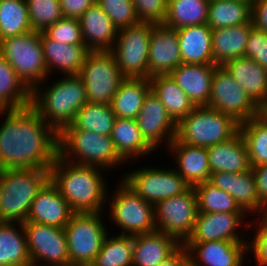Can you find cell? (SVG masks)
Masks as SVG:
<instances>
[{
    "label": "cell",
    "mask_w": 267,
    "mask_h": 266,
    "mask_svg": "<svg viewBox=\"0 0 267 266\" xmlns=\"http://www.w3.org/2000/svg\"><path fill=\"white\" fill-rule=\"evenodd\" d=\"M0 114L7 115L0 126V170L51 168L59 155V135L38 112L30 105Z\"/></svg>",
    "instance_id": "1"
},
{
    "label": "cell",
    "mask_w": 267,
    "mask_h": 266,
    "mask_svg": "<svg viewBox=\"0 0 267 266\" xmlns=\"http://www.w3.org/2000/svg\"><path fill=\"white\" fill-rule=\"evenodd\" d=\"M101 169L75 164L58 155L50 168V181L74 213L102 212L109 191Z\"/></svg>",
    "instance_id": "2"
},
{
    "label": "cell",
    "mask_w": 267,
    "mask_h": 266,
    "mask_svg": "<svg viewBox=\"0 0 267 266\" xmlns=\"http://www.w3.org/2000/svg\"><path fill=\"white\" fill-rule=\"evenodd\" d=\"M53 83L44 89L35 87L32 90L31 106L59 135L71 125L76 113L88 101L85 86L78 75L65 76Z\"/></svg>",
    "instance_id": "3"
},
{
    "label": "cell",
    "mask_w": 267,
    "mask_h": 266,
    "mask_svg": "<svg viewBox=\"0 0 267 266\" xmlns=\"http://www.w3.org/2000/svg\"><path fill=\"white\" fill-rule=\"evenodd\" d=\"M0 178V220L26 222L34 198L50 180V168L2 169Z\"/></svg>",
    "instance_id": "4"
},
{
    "label": "cell",
    "mask_w": 267,
    "mask_h": 266,
    "mask_svg": "<svg viewBox=\"0 0 267 266\" xmlns=\"http://www.w3.org/2000/svg\"><path fill=\"white\" fill-rule=\"evenodd\" d=\"M59 156L69 162L103 170L126 163L116 152L111 136L67 126L58 139Z\"/></svg>",
    "instance_id": "5"
},
{
    "label": "cell",
    "mask_w": 267,
    "mask_h": 266,
    "mask_svg": "<svg viewBox=\"0 0 267 266\" xmlns=\"http://www.w3.org/2000/svg\"><path fill=\"white\" fill-rule=\"evenodd\" d=\"M239 129L240 123L229 114L200 106L177 124L176 138L188 145L207 148L232 139Z\"/></svg>",
    "instance_id": "6"
},
{
    "label": "cell",
    "mask_w": 267,
    "mask_h": 266,
    "mask_svg": "<svg viewBox=\"0 0 267 266\" xmlns=\"http://www.w3.org/2000/svg\"><path fill=\"white\" fill-rule=\"evenodd\" d=\"M0 54L32 91L48 78L40 32L30 31L0 40Z\"/></svg>",
    "instance_id": "7"
},
{
    "label": "cell",
    "mask_w": 267,
    "mask_h": 266,
    "mask_svg": "<svg viewBox=\"0 0 267 266\" xmlns=\"http://www.w3.org/2000/svg\"><path fill=\"white\" fill-rule=\"evenodd\" d=\"M101 217L102 212L71 215L64 228L70 264L91 265L96 258L108 234Z\"/></svg>",
    "instance_id": "8"
},
{
    "label": "cell",
    "mask_w": 267,
    "mask_h": 266,
    "mask_svg": "<svg viewBox=\"0 0 267 266\" xmlns=\"http://www.w3.org/2000/svg\"><path fill=\"white\" fill-rule=\"evenodd\" d=\"M78 76L83 81L89 103L108 105L125 79L110 51H90Z\"/></svg>",
    "instance_id": "9"
},
{
    "label": "cell",
    "mask_w": 267,
    "mask_h": 266,
    "mask_svg": "<svg viewBox=\"0 0 267 266\" xmlns=\"http://www.w3.org/2000/svg\"><path fill=\"white\" fill-rule=\"evenodd\" d=\"M109 200L110 219L122 229V235H138L157 231L154 206L144 201L123 180Z\"/></svg>",
    "instance_id": "10"
},
{
    "label": "cell",
    "mask_w": 267,
    "mask_h": 266,
    "mask_svg": "<svg viewBox=\"0 0 267 266\" xmlns=\"http://www.w3.org/2000/svg\"><path fill=\"white\" fill-rule=\"evenodd\" d=\"M155 24L140 22L118 30L110 51L125 78H148V53Z\"/></svg>",
    "instance_id": "11"
},
{
    "label": "cell",
    "mask_w": 267,
    "mask_h": 266,
    "mask_svg": "<svg viewBox=\"0 0 267 266\" xmlns=\"http://www.w3.org/2000/svg\"><path fill=\"white\" fill-rule=\"evenodd\" d=\"M154 214L157 231L173 236L183 244L191 235L198 215L194 188L158 202Z\"/></svg>",
    "instance_id": "12"
},
{
    "label": "cell",
    "mask_w": 267,
    "mask_h": 266,
    "mask_svg": "<svg viewBox=\"0 0 267 266\" xmlns=\"http://www.w3.org/2000/svg\"><path fill=\"white\" fill-rule=\"evenodd\" d=\"M122 180L144 201L155 206L167 199L186 192L191 186L174 169L144 167L124 174Z\"/></svg>",
    "instance_id": "13"
},
{
    "label": "cell",
    "mask_w": 267,
    "mask_h": 266,
    "mask_svg": "<svg viewBox=\"0 0 267 266\" xmlns=\"http://www.w3.org/2000/svg\"><path fill=\"white\" fill-rule=\"evenodd\" d=\"M207 107L229 114L239 123L248 121L262 113V109L223 66L215 68L211 96Z\"/></svg>",
    "instance_id": "14"
},
{
    "label": "cell",
    "mask_w": 267,
    "mask_h": 266,
    "mask_svg": "<svg viewBox=\"0 0 267 266\" xmlns=\"http://www.w3.org/2000/svg\"><path fill=\"white\" fill-rule=\"evenodd\" d=\"M27 248L31 262L45 266H63L70 264L67 239L64 228L50 225L23 222Z\"/></svg>",
    "instance_id": "15"
},
{
    "label": "cell",
    "mask_w": 267,
    "mask_h": 266,
    "mask_svg": "<svg viewBox=\"0 0 267 266\" xmlns=\"http://www.w3.org/2000/svg\"><path fill=\"white\" fill-rule=\"evenodd\" d=\"M135 120L143 138L155 150L163 140L168 147L176 138L177 123L171 118L163 103L152 91L146 96Z\"/></svg>",
    "instance_id": "16"
},
{
    "label": "cell",
    "mask_w": 267,
    "mask_h": 266,
    "mask_svg": "<svg viewBox=\"0 0 267 266\" xmlns=\"http://www.w3.org/2000/svg\"><path fill=\"white\" fill-rule=\"evenodd\" d=\"M180 64L182 57L177 29L154 25L149 41L148 78L169 75Z\"/></svg>",
    "instance_id": "17"
},
{
    "label": "cell",
    "mask_w": 267,
    "mask_h": 266,
    "mask_svg": "<svg viewBox=\"0 0 267 266\" xmlns=\"http://www.w3.org/2000/svg\"><path fill=\"white\" fill-rule=\"evenodd\" d=\"M246 213H198L191 235L183 244L206 241L247 242L237 234Z\"/></svg>",
    "instance_id": "18"
},
{
    "label": "cell",
    "mask_w": 267,
    "mask_h": 266,
    "mask_svg": "<svg viewBox=\"0 0 267 266\" xmlns=\"http://www.w3.org/2000/svg\"><path fill=\"white\" fill-rule=\"evenodd\" d=\"M182 246L198 266H242L248 252V242L206 241Z\"/></svg>",
    "instance_id": "19"
},
{
    "label": "cell",
    "mask_w": 267,
    "mask_h": 266,
    "mask_svg": "<svg viewBox=\"0 0 267 266\" xmlns=\"http://www.w3.org/2000/svg\"><path fill=\"white\" fill-rule=\"evenodd\" d=\"M73 213L68 202L49 180L34 198L26 221L65 228Z\"/></svg>",
    "instance_id": "20"
},
{
    "label": "cell",
    "mask_w": 267,
    "mask_h": 266,
    "mask_svg": "<svg viewBox=\"0 0 267 266\" xmlns=\"http://www.w3.org/2000/svg\"><path fill=\"white\" fill-rule=\"evenodd\" d=\"M216 65L180 64L169 76L196 107L208 106Z\"/></svg>",
    "instance_id": "21"
},
{
    "label": "cell",
    "mask_w": 267,
    "mask_h": 266,
    "mask_svg": "<svg viewBox=\"0 0 267 266\" xmlns=\"http://www.w3.org/2000/svg\"><path fill=\"white\" fill-rule=\"evenodd\" d=\"M167 149L174 153L175 170L191 187L211 181L207 148L188 145L175 138Z\"/></svg>",
    "instance_id": "22"
},
{
    "label": "cell",
    "mask_w": 267,
    "mask_h": 266,
    "mask_svg": "<svg viewBox=\"0 0 267 266\" xmlns=\"http://www.w3.org/2000/svg\"><path fill=\"white\" fill-rule=\"evenodd\" d=\"M84 45L89 51H111L118 29L97 5L88 8L78 19Z\"/></svg>",
    "instance_id": "23"
},
{
    "label": "cell",
    "mask_w": 267,
    "mask_h": 266,
    "mask_svg": "<svg viewBox=\"0 0 267 266\" xmlns=\"http://www.w3.org/2000/svg\"><path fill=\"white\" fill-rule=\"evenodd\" d=\"M182 244L160 231L133 236V266H157L172 256Z\"/></svg>",
    "instance_id": "24"
},
{
    "label": "cell",
    "mask_w": 267,
    "mask_h": 266,
    "mask_svg": "<svg viewBox=\"0 0 267 266\" xmlns=\"http://www.w3.org/2000/svg\"><path fill=\"white\" fill-rule=\"evenodd\" d=\"M223 67L260 108L267 103V69L246 57L229 60Z\"/></svg>",
    "instance_id": "25"
},
{
    "label": "cell",
    "mask_w": 267,
    "mask_h": 266,
    "mask_svg": "<svg viewBox=\"0 0 267 266\" xmlns=\"http://www.w3.org/2000/svg\"><path fill=\"white\" fill-rule=\"evenodd\" d=\"M44 62L51 74L53 68L65 73L64 76L78 75L87 54L90 52L85 45L61 44L40 32ZM50 73V74H49Z\"/></svg>",
    "instance_id": "26"
},
{
    "label": "cell",
    "mask_w": 267,
    "mask_h": 266,
    "mask_svg": "<svg viewBox=\"0 0 267 266\" xmlns=\"http://www.w3.org/2000/svg\"><path fill=\"white\" fill-rule=\"evenodd\" d=\"M182 63L215 65L212 53V29L205 23L177 29Z\"/></svg>",
    "instance_id": "27"
},
{
    "label": "cell",
    "mask_w": 267,
    "mask_h": 266,
    "mask_svg": "<svg viewBox=\"0 0 267 266\" xmlns=\"http://www.w3.org/2000/svg\"><path fill=\"white\" fill-rule=\"evenodd\" d=\"M211 173H244L251 169L246 144L240 132L228 141L207 147Z\"/></svg>",
    "instance_id": "28"
},
{
    "label": "cell",
    "mask_w": 267,
    "mask_h": 266,
    "mask_svg": "<svg viewBox=\"0 0 267 266\" xmlns=\"http://www.w3.org/2000/svg\"><path fill=\"white\" fill-rule=\"evenodd\" d=\"M211 182L229 193L245 213H258L260 210L252 169L244 173L215 172L211 175Z\"/></svg>",
    "instance_id": "29"
},
{
    "label": "cell",
    "mask_w": 267,
    "mask_h": 266,
    "mask_svg": "<svg viewBox=\"0 0 267 266\" xmlns=\"http://www.w3.org/2000/svg\"><path fill=\"white\" fill-rule=\"evenodd\" d=\"M252 22L237 26L212 29V53L216 66H223L229 60L244 57Z\"/></svg>",
    "instance_id": "30"
},
{
    "label": "cell",
    "mask_w": 267,
    "mask_h": 266,
    "mask_svg": "<svg viewBox=\"0 0 267 266\" xmlns=\"http://www.w3.org/2000/svg\"><path fill=\"white\" fill-rule=\"evenodd\" d=\"M150 91L149 78H125L110 104L115 117L135 119Z\"/></svg>",
    "instance_id": "31"
},
{
    "label": "cell",
    "mask_w": 267,
    "mask_h": 266,
    "mask_svg": "<svg viewBox=\"0 0 267 266\" xmlns=\"http://www.w3.org/2000/svg\"><path fill=\"white\" fill-rule=\"evenodd\" d=\"M111 139L116 152L125 162L155 152L143 138L135 119L116 118Z\"/></svg>",
    "instance_id": "32"
},
{
    "label": "cell",
    "mask_w": 267,
    "mask_h": 266,
    "mask_svg": "<svg viewBox=\"0 0 267 266\" xmlns=\"http://www.w3.org/2000/svg\"><path fill=\"white\" fill-rule=\"evenodd\" d=\"M149 79L151 91L163 103L166 111L177 124L196 108L169 75H157Z\"/></svg>",
    "instance_id": "33"
},
{
    "label": "cell",
    "mask_w": 267,
    "mask_h": 266,
    "mask_svg": "<svg viewBox=\"0 0 267 266\" xmlns=\"http://www.w3.org/2000/svg\"><path fill=\"white\" fill-rule=\"evenodd\" d=\"M31 263L22 223L2 222L0 224V266H28Z\"/></svg>",
    "instance_id": "34"
},
{
    "label": "cell",
    "mask_w": 267,
    "mask_h": 266,
    "mask_svg": "<svg viewBox=\"0 0 267 266\" xmlns=\"http://www.w3.org/2000/svg\"><path fill=\"white\" fill-rule=\"evenodd\" d=\"M31 92L13 67L0 54V110L30 106Z\"/></svg>",
    "instance_id": "35"
},
{
    "label": "cell",
    "mask_w": 267,
    "mask_h": 266,
    "mask_svg": "<svg viewBox=\"0 0 267 266\" xmlns=\"http://www.w3.org/2000/svg\"><path fill=\"white\" fill-rule=\"evenodd\" d=\"M251 22V3L244 0H210L207 24L219 29Z\"/></svg>",
    "instance_id": "36"
},
{
    "label": "cell",
    "mask_w": 267,
    "mask_h": 266,
    "mask_svg": "<svg viewBox=\"0 0 267 266\" xmlns=\"http://www.w3.org/2000/svg\"><path fill=\"white\" fill-rule=\"evenodd\" d=\"M210 0H168L166 18L163 25L173 29L202 25L208 20Z\"/></svg>",
    "instance_id": "37"
},
{
    "label": "cell",
    "mask_w": 267,
    "mask_h": 266,
    "mask_svg": "<svg viewBox=\"0 0 267 266\" xmlns=\"http://www.w3.org/2000/svg\"><path fill=\"white\" fill-rule=\"evenodd\" d=\"M240 134L246 144L251 167L267 163V113L240 123Z\"/></svg>",
    "instance_id": "38"
},
{
    "label": "cell",
    "mask_w": 267,
    "mask_h": 266,
    "mask_svg": "<svg viewBox=\"0 0 267 266\" xmlns=\"http://www.w3.org/2000/svg\"><path fill=\"white\" fill-rule=\"evenodd\" d=\"M115 119L111 105L88 102L76 113L71 125L75 129L111 136Z\"/></svg>",
    "instance_id": "39"
},
{
    "label": "cell",
    "mask_w": 267,
    "mask_h": 266,
    "mask_svg": "<svg viewBox=\"0 0 267 266\" xmlns=\"http://www.w3.org/2000/svg\"><path fill=\"white\" fill-rule=\"evenodd\" d=\"M32 30L26 0H0V40Z\"/></svg>",
    "instance_id": "40"
},
{
    "label": "cell",
    "mask_w": 267,
    "mask_h": 266,
    "mask_svg": "<svg viewBox=\"0 0 267 266\" xmlns=\"http://www.w3.org/2000/svg\"><path fill=\"white\" fill-rule=\"evenodd\" d=\"M133 236L106 235L91 266H133Z\"/></svg>",
    "instance_id": "41"
},
{
    "label": "cell",
    "mask_w": 267,
    "mask_h": 266,
    "mask_svg": "<svg viewBox=\"0 0 267 266\" xmlns=\"http://www.w3.org/2000/svg\"><path fill=\"white\" fill-rule=\"evenodd\" d=\"M193 188L196 192L198 213H245L229 193L211 181Z\"/></svg>",
    "instance_id": "42"
},
{
    "label": "cell",
    "mask_w": 267,
    "mask_h": 266,
    "mask_svg": "<svg viewBox=\"0 0 267 266\" xmlns=\"http://www.w3.org/2000/svg\"><path fill=\"white\" fill-rule=\"evenodd\" d=\"M26 3L35 32H44L63 17L59 0H26Z\"/></svg>",
    "instance_id": "43"
},
{
    "label": "cell",
    "mask_w": 267,
    "mask_h": 266,
    "mask_svg": "<svg viewBox=\"0 0 267 266\" xmlns=\"http://www.w3.org/2000/svg\"><path fill=\"white\" fill-rule=\"evenodd\" d=\"M96 4L118 30L140 23L132 0H96Z\"/></svg>",
    "instance_id": "44"
},
{
    "label": "cell",
    "mask_w": 267,
    "mask_h": 266,
    "mask_svg": "<svg viewBox=\"0 0 267 266\" xmlns=\"http://www.w3.org/2000/svg\"><path fill=\"white\" fill-rule=\"evenodd\" d=\"M44 33L61 44L84 45L80 23L77 18L62 17Z\"/></svg>",
    "instance_id": "45"
},
{
    "label": "cell",
    "mask_w": 267,
    "mask_h": 266,
    "mask_svg": "<svg viewBox=\"0 0 267 266\" xmlns=\"http://www.w3.org/2000/svg\"><path fill=\"white\" fill-rule=\"evenodd\" d=\"M139 22L163 24L168 0H132Z\"/></svg>",
    "instance_id": "46"
},
{
    "label": "cell",
    "mask_w": 267,
    "mask_h": 266,
    "mask_svg": "<svg viewBox=\"0 0 267 266\" xmlns=\"http://www.w3.org/2000/svg\"><path fill=\"white\" fill-rule=\"evenodd\" d=\"M244 57L256 61L267 69V33L254 26L251 28Z\"/></svg>",
    "instance_id": "47"
},
{
    "label": "cell",
    "mask_w": 267,
    "mask_h": 266,
    "mask_svg": "<svg viewBox=\"0 0 267 266\" xmlns=\"http://www.w3.org/2000/svg\"><path fill=\"white\" fill-rule=\"evenodd\" d=\"M259 266H267V226H257L254 239L248 243Z\"/></svg>",
    "instance_id": "48"
},
{
    "label": "cell",
    "mask_w": 267,
    "mask_h": 266,
    "mask_svg": "<svg viewBox=\"0 0 267 266\" xmlns=\"http://www.w3.org/2000/svg\"><path fill=\"white\" fill-rule=\"evenodd\" d=\"M63 17L79 19L96 0H59Z\"/></svg>",
    "instance_id": "49"
},
{
    "label": "cell",
    "mask_w": 267,
    "mask_h": 266,
    "mask_svg": "<svg viewBox=\"0 0 267 266\" xmlns=\"http://www.w3.org/2000/svg\"><path fill=\"white\" fill-rule=\"evenodd\" d=\"M252 25L267 33V0H254L251 4Z\"/></svg>",
    "instance_id": "50"
},
{
    "label": "cell",
    "mask_w": 267,
    "mask_h": 266,
    "mask_svg": "<svg viewBox=\"0 0 267 266\" xmlns=\"http://www.w3.org/2000/svg\"><path fill=\"white\" fill-rule=\"evenodd\" d=\"M251 169L254 173L258 201L262 204L267 201V163Z\"/></svg>",
    "instance_id": "51"
},
{
    "label": "cell",
    "mask_w": 267,
    "mask_h": 266,
    "mask_svg": "<svg viewBox=\"0 0 267 266\" xmlns=\"http://www.w3.org/2000/svg\"><path fill=\"white\" fill-rule=\"evenodd\" d=\"M188 258L187 250L181 246L172 256L157 266H181V264Z\"/></svg>",
    "instance_id": "52"
},
{
    "label": "cell",
    "mask_w": 267,
    "mask_h": 266,
    "mask_svg": "<svg viewBox=\"0 0 267 266\" xmlns=\"http://www.w3.org/2000/svg\"><path fill=\"white\" fill-rule=\"evenodd\" d=\"M258 213L261 214L262 219H261V217H260V219H257L256 221H259V222L257 224L255 223V225L267 226V201L261 204V207H260V210L258 211Z\"/></svg>",
    "instance_id": "53"
},
{
    "label": "cell",
    "mask_w": 267,
    "mask_h": 266,
    "mask_svg": "<svg viewBox=\"0 0 267 266\" xmlns=\"http://www.w3.org/2000/svg\"><path fill=\"white\" fill-rule=\"evenodd\" d=\"M181 266H198L189 257L181 264Z\"/></svg>",
    "instance_id": "54"
},
{
    "label": "cell",
    "mask_w": 267,
    "mask_h": 266,
    "mask_svg": "<svg viewBox=\"0 0 267 266\" xmlns=\"http://www.w3.org/2000/svg\"><path fill=\"white\" fill-rule=\"evenodd\" d=\"M63 266H91V265H81V264H67Z\"/></svg>",
    "instance_id": "55"
},
{
    "label": "cell",
    "mask_w": 267,
    "mask_h": 266,
    "mask_svg": "<svg viewBox=\"0 0 267 266\" xmlns=\"http://www.w3.org/2000/svg\"><path fill=\"white\" fill-rule=\"evenodd\" d=\"M261 109L262 112L267 113V103Z\"/></svg>",
    "instance_id": "56"
},
{
    "label": "cell",
    "mask_w": 267,
    "mask_h": 266,
    "mask_svg": "<svg viewBox=\"0 0 267 266\" xmlns=\"http://www.w3.org/2000/svg\"><path fill=\"white\" fill-rule=\"evenodd\" d=\"M28 266H39V265H36V264L31 263V264L28 265ZM42 266H43V265H42Z\"/></svg>",
    "instance_id": "57"
},
{
    "label": "cell",
    "mask_w": 267,
    "mask_h": 266,
    "mask_svg": "<svg viewBox=\"0 0 267 266\" xmlns=\"http://www.w3.org/2000/svg\"><path fill=\"white\" fill-rule=\"evenodd\" d=\"M244 1H248V2H250V3L252 4V2H253L254 0H244Z\"/></svg>",
    "instance_id": "58"
},
{
    "label": "cell",
    "mask_w": 267,
    "mask_h": 266,
    "mask_svg": "<svg viewBox=\"0 0 267 266\" xmlns=\"http://www.w3.org/2000/svg\"><path fill=\"white\" fill-rule=\"evenodd\" d=\"M0 196H1V178H0Z\"/></svg>",
    "instance_id": "59"
}]
</instances>
